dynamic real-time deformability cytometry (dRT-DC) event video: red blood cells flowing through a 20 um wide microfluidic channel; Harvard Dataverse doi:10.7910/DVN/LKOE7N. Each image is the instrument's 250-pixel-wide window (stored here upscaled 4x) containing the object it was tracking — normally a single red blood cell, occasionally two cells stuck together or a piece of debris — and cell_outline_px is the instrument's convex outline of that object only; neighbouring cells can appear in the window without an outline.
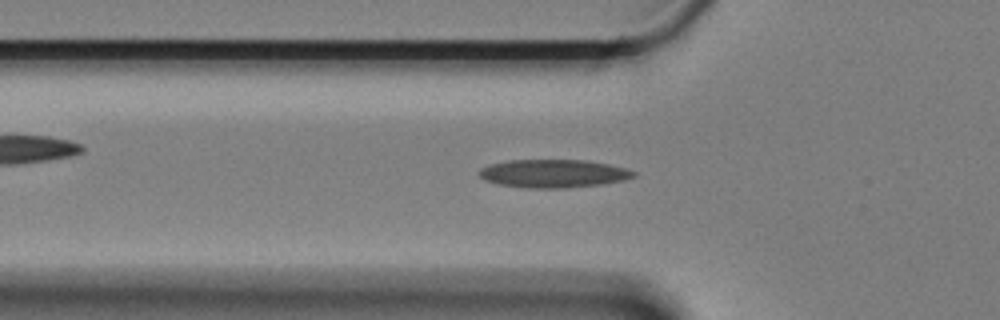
{"species": "Egyptian fruit bat (a non-hibernating species)", "species_latin": "Rousettus aegyptiacus", "temperature_condition": "cold", "stored_images_in_passage": 43, "camera_frame_rate_fps": 3000, "um_per_image_px": 0.085, "animal": {"sex": "female"}, "frame": {"image": 1, "passage_image": 2, "time_ms": 0.333, "image_size_px": [1000, 320], "cell_outline_px": [[636, 176], [624, 180], [604, 184], [564, 188], [528, 188], [500, 184], [484, 180], [476, 172], [480, 168], [492, 164], [508, 160], [584, 160], [608, 164], [624, 168], [636, 172]], "centroid_in_image_um": [47.03, 14.75], "position_along_channel_um": 78.8, "area_um2": 25.32}}
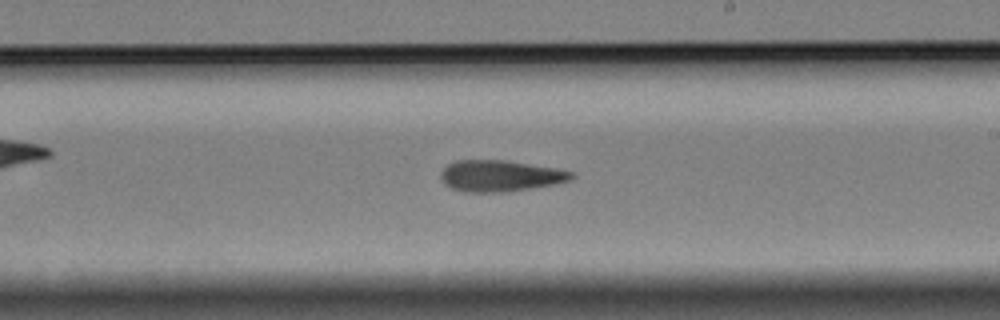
{"frame": {"image": 2, "passage_image": 17, "time_ms": 5.333, "image_size_px": [1000, 320], "cell_outline_px": [[576, 176], [572, 180], [552, 184], [504, 192], [464, 192], [452, 188], [444, 184], [440, 180], [440, 172], [448, 164], [456, 160], [504, 160], [556, 168], [572, 172]], "centroid_in_image_um": [42.47, 14.94], "position_along_channel_um": 246.5, "area_um2": 23.76}}
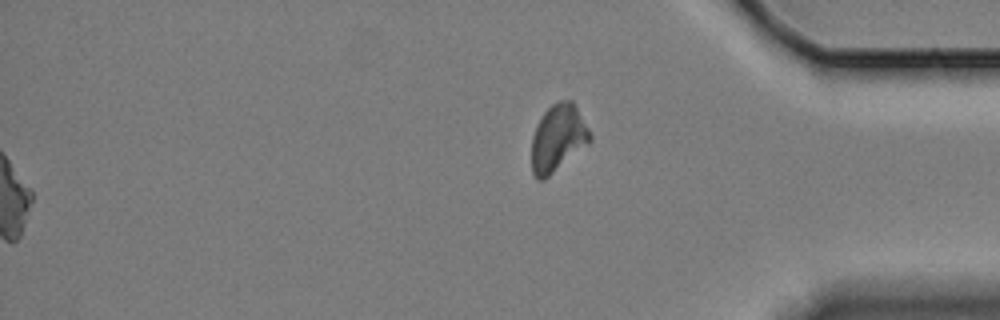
{"frame": {"image": 3, "passage_image": 43, "time_ms": 14.0, "image_size_px": [1000, 320], "cell_outline_px": [[592, 140], [588, 144], [544, 180], [536, 180], [532, 172], [532, 136], [536, 124], [544, 112], [556, 100], [572, 100], [588, 128], [592, 136]], "centroid_in_image_um": [47.41, 11.74], "position_along_channel_um": 387.8, "area_um2": 22.77}, "authors_computed_cell_mechanics": {"area_um2": 23.3512, "velocity_mm_per_s": 3.3312, "shape_relaxation_time_tau1_ms": null, "shape_relaxation_time_tau2_ms": 9.0708, "deformation_change_tau1": null, "deformation_change_tau2": 0.2014}}